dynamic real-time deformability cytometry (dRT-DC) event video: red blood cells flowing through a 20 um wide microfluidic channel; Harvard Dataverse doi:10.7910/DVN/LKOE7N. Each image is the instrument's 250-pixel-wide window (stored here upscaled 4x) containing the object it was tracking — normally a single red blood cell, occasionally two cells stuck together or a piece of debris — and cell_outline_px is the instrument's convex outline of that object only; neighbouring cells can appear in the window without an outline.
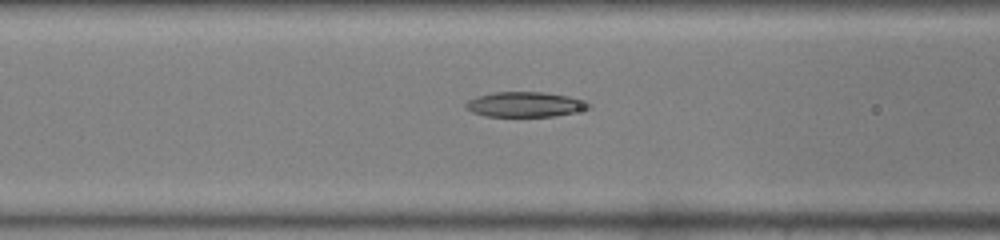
{"species": "common noctule bat (a hibernating species)", "species_latin": "Nyctalus noctula", "temperature_condition": "warm", "stored_images_in_passage": 31, "camera_frame_rate_fps": 3000, "um_per_image_px": 0.085, "animal": {"sex": "male", "body_mass_g": 19.0, "forearm_length_mm": 50.8}, "frame": {"image": 1, "passage_image": 5, "time_ms": 1.333, "image_size_px": [1000, 240], "cell_outline_px": [[592, 108], [556, 116], [484, 116], [472, 112], [464, 104], [468, 100], [476, 96], [496, 92], [544, 92], [568, 96], [588, 100], [592, 104]], "centroid_in_image_um": [44.69, 8.87], "position_along_channel_um": 121.9, "area_um2": 18.09}}
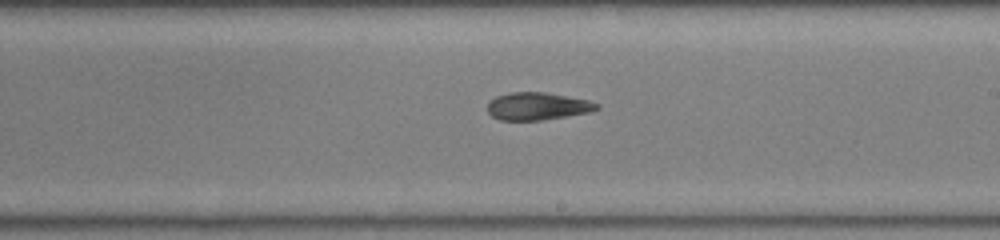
{"frame": {"image": 2, "passage_image": 13, "time_ms": 4.0, "image_size_px": [1000, 240], "cell_outline_px": [[600, 108], [588, 112], [540, 120], [500, 120], [492, 116], [488, 112], [488, 104], [496, 96], [512, 92], [544, 92], [588, 100], [600, 104]], "centroid_in_image_um": [45.68, 9.02], "position_along_channel_um": 243.3, "area_um2": 17.28}}
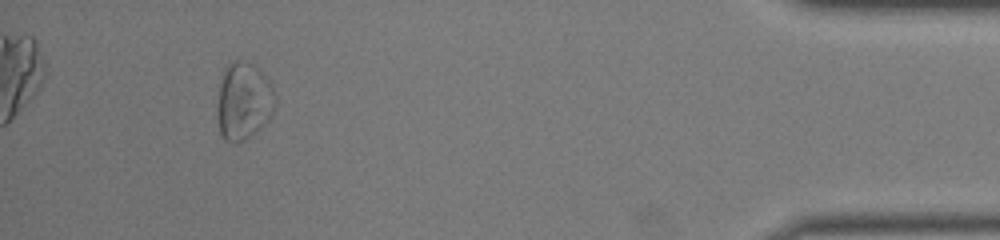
{"frame": {"image": 3, "passage_image": 28, "time_ms": 9.0, "image_size_px": [1000, 240], "cell_outline_px": [[276, 104], [268, 120], [260, 128], [244, 140], [236, 144], [232, 144], [224, 140], [220, 136], [216, 116], [216, 112], [220, 84], [224, 68], [232, 60], [240, 60], [252, 64], [260, 68], [264, 72], [272, 84], [276, 96]], "centroid_in_image_um": [20.7, 8.6], "position_along_channel_um": 414.5, "area_um2": 26.82}}